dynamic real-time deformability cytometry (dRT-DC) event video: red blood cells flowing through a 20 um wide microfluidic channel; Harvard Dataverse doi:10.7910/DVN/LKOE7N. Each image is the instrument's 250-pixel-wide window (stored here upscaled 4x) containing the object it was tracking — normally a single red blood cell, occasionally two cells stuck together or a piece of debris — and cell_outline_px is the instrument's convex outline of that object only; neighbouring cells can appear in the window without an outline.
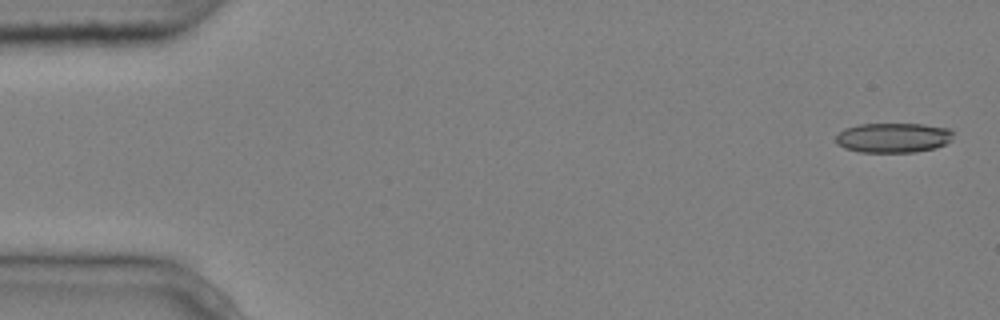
{"species": "common noctule bat (a hibernating species)", "species_latin": "Nyctalus noctula", "temperature_condition": "cold", "stored_images_in_passage": 5, "camera_frame_rate_fps": 3000, "um_per_image_px": 0.085, "animal": {"sex": "male", "body_mass_g": 20.4}, "frame": {"image": 1, "passage_image": 1, "time_ms": 0.0, "image_size_px": [1000, 320], "cell_outline_px": [[952, 140], [936, 148], [916, 152], [860, 152], [844, 148], [836, 144], [836, 136], [844, 128], [856, 124], [924, 124], [948, 128], [952, 132]], "centroid_in_image_um": [75.9, 11.7], "position_along_channel_um": 9.1, "area_um2": 20.52}}
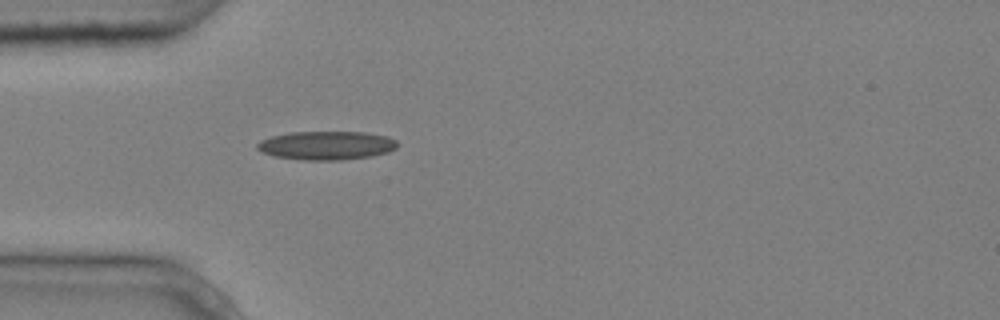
{"frame": {"image": 2, "passage_image": 5, "time_ms": 1.333, "image_size_px": [1000, 320], "cell_outline_px": [[396, 148], [388, 152], [372, 156], [340, 160], [304, 160], [276, 156], [264, 152], [256, 148], [256, 144], [260, 140], [272, 136], [292, 132], [364, 132], [388, 136], [396, 140]], "centroid_in_image_um": [27.76, 12.36], "position_along_channel_um": 57.2, "area_um2": 23.29}}